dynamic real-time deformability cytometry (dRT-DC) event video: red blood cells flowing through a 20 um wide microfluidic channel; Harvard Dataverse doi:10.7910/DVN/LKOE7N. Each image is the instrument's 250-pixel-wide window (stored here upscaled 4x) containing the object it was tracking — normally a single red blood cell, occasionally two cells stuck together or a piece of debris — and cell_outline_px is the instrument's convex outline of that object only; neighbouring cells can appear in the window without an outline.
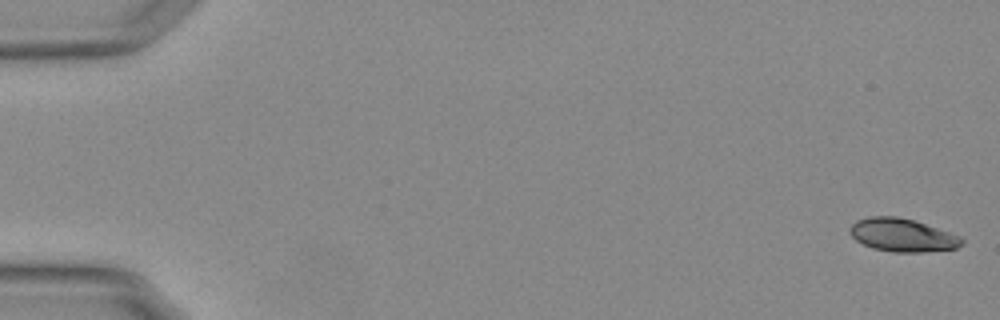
{"species": "Egyptian fruit bat (a non-hibernating species)", "species_latin": "Rousettus aegyptiacus", "temperature_condition": "warm", "stored_images_in_passage": 19, "camera_frame_rate_fps": 3000, "um_per_image_px": 0.085, "animal": {"sex": "female"}, "frame": {"image": 1, "passage_image": 1, "time_ms": 0.0, "image_size_px": [1000, 320], "cell_outline_px": [[964, 244], [956, 248], [920, 252], [892, 252], [872, 248], [856, 240], [852, 236], [848, 228], [856, 220], [868, 216], [896, 216], [912, 220], [960, 236], [964, 240]], "centroid_in_image_um": [76.67, 19.98], "position_along_channel_um": 8.3, "area_um2": 21.44}}
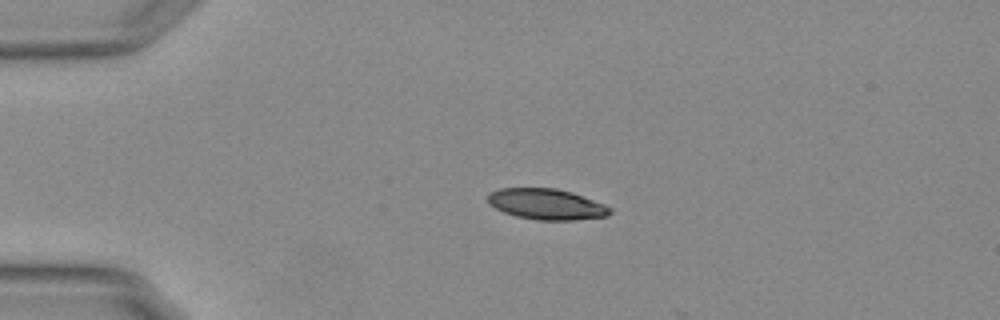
{"frame": {"image": 2, "passage_image": 13, "time_ms": 4.0, "image_size_px": [1000, 320], "cell_outline_px": [[612, 212], [608, 216], [572, 220], [536, 220], [516, 216], [504, 212], [488, 204], [488, 196], [492, 192], [500, 188], [556, 188], [572, 192], [604, 204], [612, 208]], "centroid_in_image_um": [46.47, 17.36], "position_along_channel_um": 38.5, "area_um2": 21.91}}